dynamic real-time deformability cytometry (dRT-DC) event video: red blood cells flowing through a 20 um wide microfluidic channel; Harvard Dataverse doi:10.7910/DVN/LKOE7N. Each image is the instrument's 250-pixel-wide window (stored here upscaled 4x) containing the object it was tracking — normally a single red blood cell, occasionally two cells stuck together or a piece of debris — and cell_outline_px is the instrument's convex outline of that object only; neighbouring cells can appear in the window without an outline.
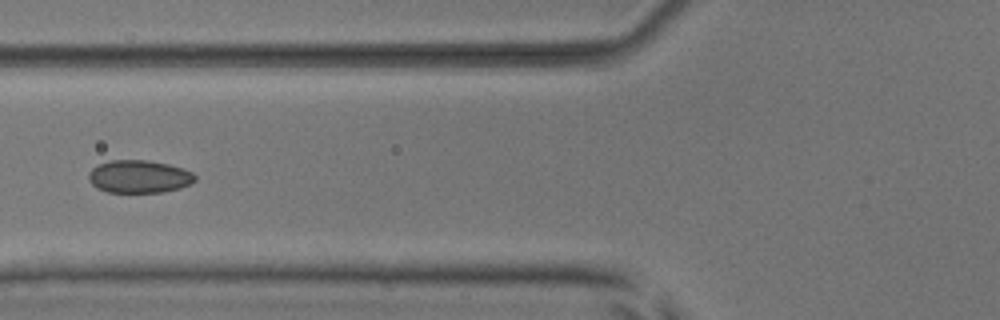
{"species": "common noctule bat (a hibernating species)", "species_latin": "Nyctalus noctula", "temperature_condition": "room temperature", "stored_images_in_passage": 8, "camera_frame_rate_fps": 3000, "um_per_image_px": 0.085, "animal": {"sex": "male", "body_mass_g": 17.9, "forearm_length_mm": 54.2}, "frame": {"image": 1, "passage_image": 7, "time_ms": 7.0, "image_size_px": [1000, 320], "cell_outline_px": [[196, 180], [180, 188], [160, 192], [108, 192], [96, 188], [88, 180], [88, 172], [92, 168], [100, 164], [112, 160], [148, 160], [168, 164], [192, 172], [196, 176]], "centroid_in_image_um": [11.79, 15.01], "position_along_channel_um": 114.0, "area_um2": 20.23}}
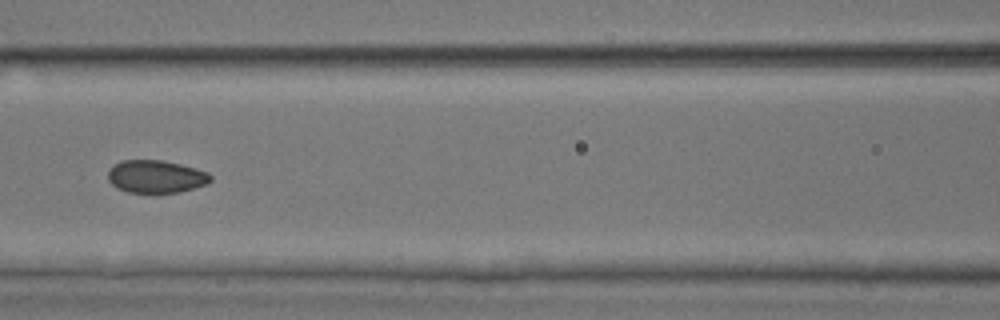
{"frame": {"image": 2, "passage_image": 8, "time_ms": 8.0, "image_size_px": [1000, 320], "cell_outline_px": [[212, 180], [204, 184], [180, 192], [128, 192], [116, 188], [108, 180], [108, 172], [120, 160], [160, 160], [180, 164], [196, 168], [208, 172], [212, 176]], "centroid_in_image_um": [13.25, 15.0], "position_along_channel_um": 153.3, "area_um2": 19.36}}